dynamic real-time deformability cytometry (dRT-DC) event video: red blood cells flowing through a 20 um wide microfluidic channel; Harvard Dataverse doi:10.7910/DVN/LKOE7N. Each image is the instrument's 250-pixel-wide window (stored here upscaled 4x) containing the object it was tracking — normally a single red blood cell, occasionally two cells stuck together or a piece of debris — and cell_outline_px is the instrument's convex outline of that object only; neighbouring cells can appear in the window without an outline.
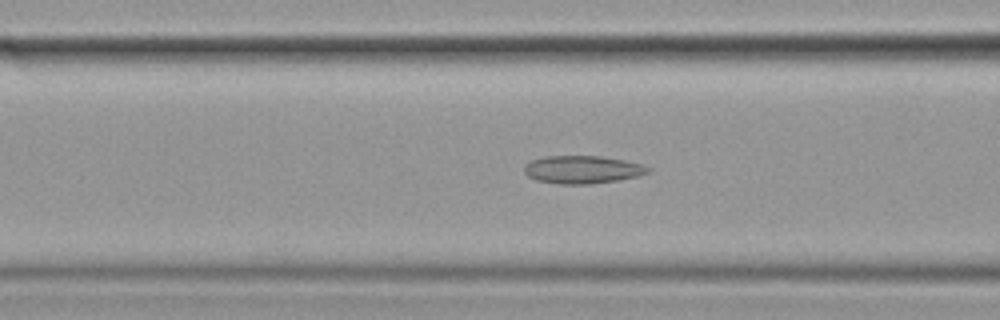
{"species": "common noctule bat (a hibernating species)", "species_latin": "Nyctalus noctula", "temperature_condition": "cold", "stored_images_in_passage": 45, "camera_frame_rate_fps": 3000, "um_per_image_px": 0.085, "animal": {"sex": "female", "body_mass_g": 19.9}, "frame": {"image": 1, "passage_image": 21, "time_ms": 6.667, "image_size_px": [1000, 320], "cell_outline_px": [[652, 172], [640, 176], [620, 180], [588, 184], [560, 184], [536, 180], [528, 176], [524, 172], [524, 164], [532, 160], [544, 156], [600, 156], [624, 160], [644, 164], [652, 168]], "centroid_in_image_um": [49.56, 14.41], "position_along_channel_um": 117.0, "area_um2": 20.4}}
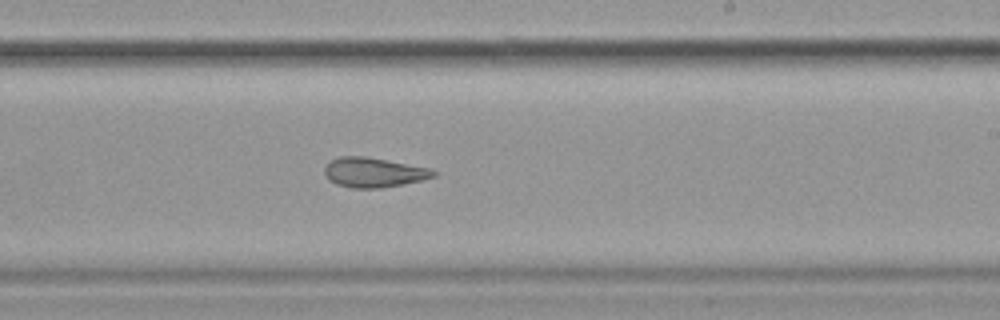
{"frame": {"image": 2, "passage_image": 33, "time_ms": 10.667, "image_size_px": [1000, 320], "cell_outline_px": [[436, 176], [420, 180], [380, 188], [352, 188], [336, 184], [328, 180], [324, 172], [324, 164], [340, 156], [364, 156], [428, 168], [436, 172]], "centroid_in_image_um": [31.68, 14.65], "position_along_channel_um": 257.3, "area_um2": 18.61}}
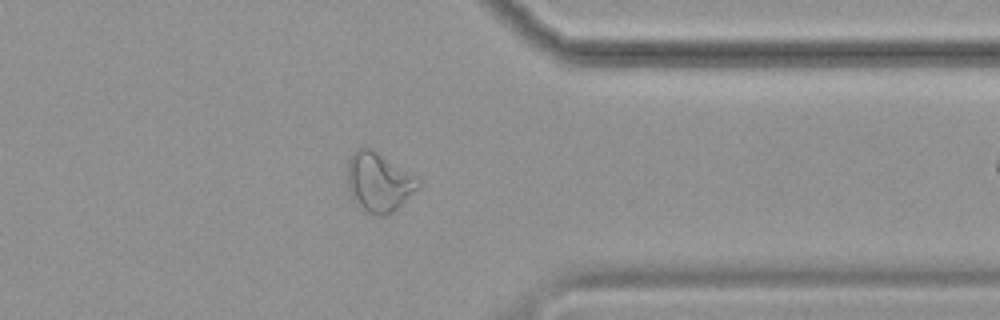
{"frame": {"image": 3, "passage_image": 44, "time_ms": 14.333, "image_size_px": [1000, 320], "cell_outline_px": [[420, 188], [388, 216], [376, 216], [364, 212], [352, 200], [348, 188], [348, 160], [352, 152], [360, 148], [372, 148], [416, 176], [420, 180]], "centroid_in_image_um": [32.2, 15.51], "position_along_channel_um": 379.2, "area_um2": 24.8}}